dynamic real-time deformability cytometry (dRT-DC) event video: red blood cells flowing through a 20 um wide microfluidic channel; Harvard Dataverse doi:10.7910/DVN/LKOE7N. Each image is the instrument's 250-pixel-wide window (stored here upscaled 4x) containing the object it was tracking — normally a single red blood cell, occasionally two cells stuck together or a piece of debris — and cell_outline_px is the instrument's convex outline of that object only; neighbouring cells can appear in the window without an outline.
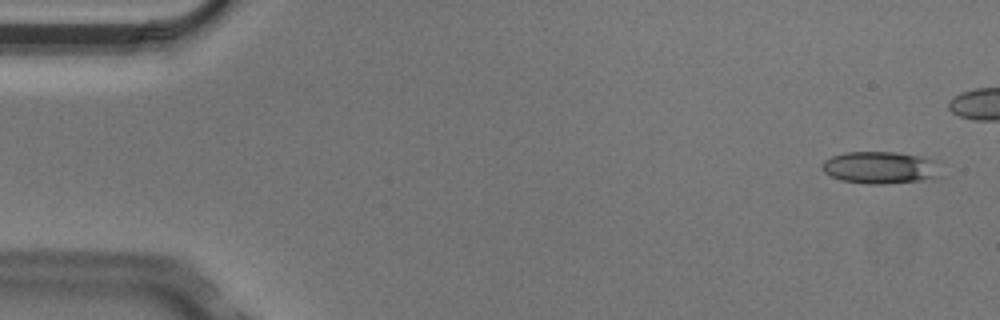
{"species": "Egyptian fruit bat (a non-hibernating species)", "species_latin": "Rousettus aegyptiacus", "temperature_condition": "cold", "stored_images_in_passage": 5, "camera_frame_rate_fps": 3000, "um_per_image_px": 0.085, "animal": {"sex": "male"}, "frame": {"image": 1, "passage_image": 1, "time_ms": 0.0, "image_size_px": [1000, 320], "cell_outline_px": [[944, 176], [940, 180], [880, 184], [868, 184], [840, 180], [824, 172], [820, 168], [820, 164], [824, 160], [832, 156], [844, 152], [896, 152], [920, 156], [940, 160]], "centroid_in_image_um": [74.99, 14.26], "position_along_channel_um": 10.0, "area_um2": 23.41}}